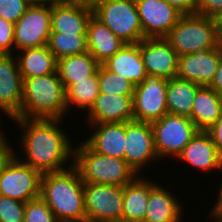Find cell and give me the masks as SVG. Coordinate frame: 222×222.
<instances>
[{
	"label": "cell",
	"mask_w": 222,
	"mask_h": 222,
	"mask_svg": "<svg viewBox=\"0 0 222 222\" xmlns=\"http://www.w3.org/2000/svg\"><path fill=\"white\" fill-rule=\"evenodd\" d=\"M12 121L23 129L20 147L25 160L15 154L20 161L42 174L69 168L64 165L73 159L74 147L60 128L61 119L12 118Z\"/></svg>",
	"instance_id": "6da1fadb"
},
{
	"label": "cell",
	"mask_w": 222,
	"mask_h": 222,
	"mask_svg": "<svg viewBox=\"0 0 222 222\" xmlns=\"http://www.w3.org/2000/svg\"><path fill=\"white\" fill-rule=\"evenodd\" d=\"M70 163L67 169L42 174L40 197L59 222H86L84 183Z\"/></svg>",
	"instance_id": "7a4b0ae2"
},
{
	"label": "cell",
	"mask_w": 222,
	"mask_h": 222,
	"mask_svg": "<svg viewBox=\"0 0 222 222\" xmlns=\"http://www.w3.org/2000/svg\"><path fill=\"white\" fill-rule=\"evenodd\" d=\"M23 100L15 118L63 119L66 108V89L57 72L23 78Z\"/></svg>",
	"instance_id": "3957f363"
},
{
	"label": "cell",
	"mask_w": 222,
	"mask_h": 222,
	"mask_svg": "<svg viewBox=\"0 0 222 222\" xmlns=\"http://www.w3.org/2000/svg\"><path fill=\"white\" fill-rule=\"evenodd\" d=\"M73 149L71 161L83 183L124 186L138 176L125 159L99 154L84 141Z\"/></svg>",
	"instance_id": "277c9868"
},
{
	"label": "cell",
	"mask_w": 222,
	"mask_h": 222,
	"mask_svg": "<svg viewBox=\"0 0 222 222\" xmlns=\"http://www.w3.org/2000/svg\"><path fill=\"white\" fill-rule=\"evenodd\" d=\"M165 39L178 56L212 50L220 45V23L198 14L182 15Z\"/></svg>",
	"instance_id": "5b68a950"
},
{
	"label": "cell",
	"mask_w": 222,
	"mask_h": 222,
	"mask_svg": "<svg viewBox=\"0 0 222 222\" xmlns=\"http://www.w3.org/2000/svg\"><path fill=\"white\" fill-rule=\"evenodd\" d=\"M93 15L126 44L143 40V29L135 0H100Z\"/></svg>",
	"instance_id": "8992f818"
},
{
	"label": "cell",
	"mask_w": 222,
	"mask_h": 222,
	"mask_svg": "<svg viewBox=\"0 0 222 222\" xmlns=\"http://www.w3.org/2000/svg\"><path fill=\"white\" fill-rule=\"evenodd\" d=\"M151 125L155 150L160 160L166 156H173L177 160V156L198 131L189 117L171 113H166Z\"/></svg>",
	"instance_id": "52a82bcc"
},
{
	"label": "cell",
	"mask_w": 222,
	"mask_h": 222,
	"mask_svg": "<svg viewBox=\"0 0 222 222\" xmlns=\"http://www.w3.org/2000/svg\"><path fill=\"white\" fill-rule=\"evenodd\" d=\"M86 222H118L122 219L123 186L84 183Z\"/></svg>",
	"instance_id": "ba28073f"
},
{
	"label": "cell",
	"mask_w": 222,
	"mask_h": 222,
	"mask_svg": "<svg viewBox=\"0 0 222 222\" xmlns=\"http://www.w3.org/2000/svg\"><path fill=\"white\" fill-rule=\"evenodd\" d=\"M42 173L15 155L0 172V195L21 202L40 197Z\"/></svg>",
	"instance_id": "9c48e42d"
},
{
	"label": "cell",
	"mask_w": 222,
	"mask_h": 222,
	"mask_svg": "<svg viewBox=\"0 0 222 222\" xmlns=\"http://www.w3.org/2000/svg\"><path fill=\"white\" fill-rule=\"evenodd\" d=\"M52 3L32 4L14 24V48L21 51L47 45L51 32Z\"/></svg>",
	"instance_id": "30bf717a"
},
{
	"label": "cell",
	"mask_w": 222,
	"mask_h": 222,
	"mask_svg": "<svg viewBox=\"0 0 222 222\" xmlns=\"http://www.w3.org/2000/svg\"><path fill=\"white\" fill-rule=\"evenodd\" d=\"M168 79L147 77L134 87L133 119L152 123L164 116L167 111L166 90Z\"/></svg>",
	"instance_id": "8fae6325"
},
{
	"label": "cell",
	"mask_w": 222,
	"mask_h": 222,
	"mask_svg": "<svg viewBox=\"0 0 222 222\" xmlns=\"http://www.w3.org/2000/svg\"><path fill=\"white\" fill-rule=\"evenodd\" d=\"M125 139L124 159L137 175L147 163L160 160L154 146L151 123L125 122Z\"/></svg>",
	"instance_id": "7c38bea8"
},
{
	"label": "cell",
	"mask_w": 222,
	"mask_h": 222,
	"mask_svg": "<svg viewBox=\"0 0 222 222\" xmlns=\"http://www.w3.org/2000/svg\"><path fill=\"white\" fill-rule=\"evenodd\" d=\"M144 38H165L182 16L165 0H135Z\"/></svg>",
	"instance_id": "4fadbf2b"
},
{
	"label": "cell",
	"mask_w": 222,
	"mask_h": 222,
	"mask_svg": "<svg viewBox=\"0 0 222 222\" xmlns=\"http://www.w3.org/2000/svg\"><path fill=\"white\" fill-rule=\"evenodd\" d=\"M140 54L148 77H176L179 56L165 38H144L140 41Z\"/></svg>",
	"instance_id": "5bb4252c"
},
{
	"label": "cell",
	"mask_w": 222,
	"mask_h": 222,
	"mask_svg": "<svg viewBox=\"0 0 222 222\" xmlns=\"http://www.w3.org/2000/svg\"><path fill=\"white\" fill-rule=\"evenodd\" d=\"M24 80L14 54H0V109L10 119L21 110Z\"/></svg>",
	"instance_id": "9a60e30c"
},
{
	"label": "cell",
	"mask_w": 222,
	"mask_h": 222,
	"mask_svg": "<svg viewBox=\"0 0 222 222\" xmlns=\"http://www.w3.org/2000/svg\"><path fill=\"white\" fill-rule=\"evenodd\" d=\"M92 15L90 5L57 0L52 3L50 33L87 35V25Z\"/></svg>",
	"instance_id": "2e32d148"
},
{
	"label": "cell",
	"mask_w": 222,
	"mask_h": 222,
	"mask_svg": "<svg viewBox=\"0 0 222 222\" xmlns=\"http://www.w3.org/2000/svg\"><path fill=\"white\" fill-rule=\"evenodd\" d=\"M221 57L222 48L220 45L212 50L205 49L197 53L179 56L176 77L208 86L213 80Z\"/></svg>",
	"instance_id": "e0dca14e"
},
{
	"label": "cell",
	"mask_w": 222,
	"mask_h": 222,
	"mask_svg": "<svg viewBox=\"0 0 222 222\" xmlns=\"http://www.w3.org/2000/svg\"><path fill=\"white\" fill-rule=\"evenodd\" d=\"M88 123H124L133 119V95L100 93L88 111Z\"/></svg>",
	"instance_id": "ac0fdd59"
},
{
	"label": "cell",
	"mask_w": 222,
	"mask_h": 222,
	"mask_svg": "<svg viewBox=\"0 0 222 222\" xmlns=\"http://www.w3.org/2000/svg\"><path fill=\"white\" fill-rule=\"evenodd\" d=\"M177 159L205 172L222 169V157L218 154L210 134L204 130L196 132Z\"/></svg>",
	"instance_id": "d6986e66"
},
{
	"label": "cell",
	"mask_w": 222,
	"mask_h": 222,
	"mask_svg": "<svg viewBox=\"0 0 222 222\" xmlns=\"http://www.w3.org/2000/svg\"><path fill=\"white\" fill-rule=\"evenodd\" d=\"M89 124L95 130H93L94 132L84 142L99 154L124 159L126 141L125 122Z\"/></svg>",
	"instance_id": "ffe728a7"
},
{
	"label": "cell",
	"mask_w": 222,
	"mask_h": 222,
	"mask_svg": "<svg viewBox=\"0 0 222 222\" xmlns=\"http://www.w3.org/2000/svg\"><path fill=\"white\" fill-rule=\"evenodd\" d=\"M101 65L106 70L125 77L134 86L148 77L140 54V42L126 44Z\"/></svg>",
	"instance_id": "44dd1931"
},
{
	"label": "cell",
	"mask_w": 222,
	"mask_h": 222,
	"mask_svg": "<svg viewBox=\"0 0 222 222\" xmlns=\"http://www.w3.org/2000/svg\"><path fill=\"white\" fill-rule=\"evenodd\" d=\"M125 45L126 43L92 15L87 25V47L88 52L100 65Z\"/></svg>",
	"instance_id": "7402d4cb"
},
{
	"label": "cell",
	"mask_w": 222,
	"mask_h": 222,
	"mask_svg": "<svg viewBox=\"0 0 222 222\" xmlns=\"http://www.w3.org/2000/svg\"><path fill=\"white\" fill-rule=\"evenodd\" d=\"M158 182L150 189L145 220L148 222H180L183 206L173 193Z\"/></svg>",
	"instance_id": "603a6c76"
},
{
	"label": "cell",
	"mask_w": 222,
	"mask_h": 222,
	"mask_svg": "<svg viewBox=\"0 0 222 222\" xmlns=\"http://www.w3.org/2000/svg\"><path fill=\"white\" fill-rule=\"evenodd\" d=\"M222 114V98L210 86L201 85L197 89L191 116L198 130L206 131Z\"/></svg>",
	"instance_id": "cb8c5ba5"
},
{
	"label": "cell",
	"mask_w": 222,
	"mask_h": 222,
	"mask_svg": "<svg viewBox=\"0 0 222 222\" xmlns=\"http://www.w3.org/2000/svg\"><path fill=\"white\" fill-rule=\"evenodd\" d=\"M16 54L23 78H32L57 72V59L47 45L28 48Z\"/></svg>",
	"instance_id": "d4e9b609"
},
{
	"label": "cell",
	"mask_w": 222,
	"mask_h": 222,
	"mask_svg": "<svg viewBox=\"0 0 222 222\" xmlns=\"http://www.w3.org/2000/svg\"><path fill=\"white\" fill-rule=\"evenodd\" d=\"M150 178L138 175L123 186L122 218L144 219L147 211L150 189L156 184Z\"/></svg>",
	"instance_id": "484cf974"
},
{
	"label": "cell",
	"mask_w": 222,
	"mask_h": 222,
	"mask_svg": "<svg viewBox=\"0 0 222 222\" xmlns=\"http://www.w3.org/2000/svg\"><path fill=\"white\" fill-rule=\"evenodd\" d=\"M200 86L177 77L169 79L166 90L168 113L190 117L197 89Z\"/></svg>",
	"instance_id": "4316f807"
},
{
	"label": "cell",
	"mask_w": 222,
	"mask_h": 222,
	"mask_svg": "<svg viewBox=\"0 0 222 222\" xmlns=\"http://www.w3.org/2000/svg\"><path fill=\"white\" fill-rule=\"evenodd\" d=\"M99 65L96 59L89 52H86L57 60V73L65 89H67L72 83L92 76Z\"/></svg>",
	"instance_id": "83f0119b"
},
{
	"label": "cell",
	"mask_w": 222,
	"mask_h": 222,
	"mask_svg": "<svg viewBox=\"0 0 222 222\" xmlns=\"http://www.w3.org/2000/svg\"><path fill=\"white\" fill-rule=\"evenodd\" d=\"M99 94L100 89L97 69L89 78L74 82L66 89L67 111H69L73 105H77L81 110L86 109L88 112Z\"/></svg>",
	"instance_id": "f1b7e54d"
},
{
	"label": "cell",
	"mask_w": 222,
	"mask_h": 222,
	"mask_svg": "<svg viewBox=\"0 0 222 222\" xmlns=\"http://www.w3.org/2000/svg\"><path fill=\"white\" fill-rule=\"evenodd\" d=\"M47 47L57 60L88 52L87 35L50 33Z\"/></svg>",
	"instance_id": "f546056e"
},
{
	"label": "cell",
	"mask_w": 222,
	"mask_h": 222,
	"mask_svg": "<svg viewBox=\"0 0 222 222\" xmlns=\"http://www.w3.org/2000/svg\"><path fill=\"white\" fill-rule=\"evenodd\" d=\"M100 93L133 95L134 85L125 77L106 70L102 65L98 67Z\"/></svg>",
	"instance_id": "4dcf8cb0"
},
{
	"label": "cell",
	"mask_w": 222,
	"mask_h": 222,
	"mask_svg": "<svg viewBox=\"0 0 222 222\" xmlns=\"http://www.w3.org/2000/svg\"><path fill=\"white\" fill-rule=\"evenodd\" d=\"M23 222H59L56 216L41 198L25 202V217Z\"/></svg>",
	"instance_id": "1f68e13d"
},
{
	"label": "cell",
	"mask_w": 222,
	"mask_h": 222,
	"mask_svg": "<svg viewBox=\"0 0 222 222\" xmlns=\"http://www.w3.org/2000/svg\"><path fill=\"white\" fill-rule=\"evenodd\" d=\"M25 203L0 195V222H23Z\"/></svg>",
	"instance_id": "d6a6232c"
},
{
	"label": "cell",
	"mask_w": 222,
	"mask_h": 222,
	"mask_svg": "<svg viewBox=\"0 0 222 222\" xmlns=\"http://www.w3.org/2000/svg\"><path fill=\"white\" fill-rule=\"evenodd\" d=\"M29 6L26 0H0V17L15 24Z\"/></svg>",
	"instance_id": "836d02e7"
},
{
	"label": "cell",
	"mask_w": 222,
	"mask_h": 222,
	"mask_svg": "<svg viewBox=\"0 0 222 222\" xmlns=\"http://www.w3.org/2000/svg\"><path fill=\"white\" fill-rule=\"evenodd\" d=\"M14 23L0 17V54H15Z\"/></svg>",
	"instance_id": "e575fe53"
},
{
	"label": "cell",
	"mask_w": 222,
	"mask_h": 222,
	"mask_svg": "<svg viewBox=\"0 0 222 222\" xmlns=\"http://www.w3.org/2000/svg\"><path fill=\"white\" fill-rule=\"evenodd\" d=\"M196 14L222 20V0H196Z\"/></svg>",
	"instance_id": "d590c367"
},
{
	"label": "cell",
	"mask_w": 222,
	"mask_h": 222,
	"mask_svg": "<svg viewBox=\"0 0 222 222\" xmlns=\"http://www.w3.org/2000/svg\"><path fill=\"white\" fill-rule=\"evenodd\" d=\"M5 136L4 132L0 131V172L16 153Z\"/></svg>",
	"instance_id": "8d00e7d4"
},
{
	"label": "cell",
	"mask_w": 222,
	"mask_h": 222,
	"mask_svg": "<svg viewBox=\"0 0 222 222\" xmlns=\"http://www.w3.org/2000/svg\"><path fill=\"white\" fill-rule=\"evenodd\" d=\"M206 131L210 134L218 154L222 157V114Z\"/></svg>",
	"instance_id": "74e56055"
},
{
	"label": "cell",
	"mask_w": 222,
	"mask_h": 222,
	"mask_svg": "<svg viewBox=\"0 0 222 222\" xmlns=\"http://www.w3.org/2000/svg\"><path fill=\"white\" fill-rule=\"evenodd\" d=\"M182 15L196 14V0H165Z\"/></svg>",
	"instance_id": "f35d334b"
},
{
	"label": "cell",
	"mask_w": 222,
	"mask_h": 222,
	"mask_svg": "<svg viewBox=\"0 0 222 222\" xmlns=\"http://www.w3.org/2000/svg\"><path fill=\"white\" fill-rule=\"evenodd\" d=\"M208 86L216 91L222 98V57L220 58V62L213 77V80Z\"/></svg>",
	"instance_id": "ab89813d"
},
{
	"label": "cell",
	"mask_w": 222,
	"mask_h": 222,
	"mask_svg": "<svg viewBox=\"0 0 222 222\" xmlns=\"http://www.w3.org/2000/svg\"><path fill=\"white\" fill-rule=\"evenodd\" d=\"M219 194L217 196V199L215 201V204L211 208L210 214L220 216L222 214V184L220 185Z\"/></svg>",
	"instance_id": "60d3db41"
},
{
	"label": "cell",
	"mask_w": 222,
	"mask_h": 222,
	"mask_svg": "<svg viewBox=\"0 0 222 222\" xmlns=\"http://www.w3.org/2000/svg\"><path fill=\"white\" fill-rule=\"evenodd\" d=\"M30 5L32 4H45V3H53L57 0H26Z\"/></svg>",
	"instance_id": "b9f144b4"
},
{
	"label": "cell",
	"mask_w": 222,
	"mask_h": 222,
	"mask_svg": "<svg viewBox=\"0 0 222 222\" xmlns=\"http://www.w3.org/2000/svg\"><path fill=\"white\" fill-rule=\"evenodd\" d=\"M71 1H75V2L82 3V4H87V5L93 6L95 3H97L100 0H71Z\"/></svg>",
	"instance_id": "7bdbcfd3"
},
{
	"label": "cell",
	"mask_w": 222,
	"mask_h": 222,
	"mask_svg": "<svg viewBox=\"0 0 222 222\" xmlns=\"http://www.w3.org/2000/svg\"><path fill=\"white\" fill-rule=\"evenodd\" d=\"M118 222H148L145 219H130V218H122L120 221Z\"/></svg>",
	"instance_id": "ee69618b"
},
{
	"label": "cell",
	"mask_w": 222,
	"mask_h": 222,
	"mask_svg": "<svg viewBox=\"0 0 222 222\" xmlns=\"http://www.w3.org/2000/svg\"><path fill=\"white\" fill-rule=\"evenodd\" d=\"M209 218L211 217L212 219H214V222H222V218L220 216L217 215H213V214H209Z\"/></svg>",
	"instance_id": "f6af8a7d"
},
{
	"label": "cell",
	"mask_w": 222,
	"mask_h": 222,
	"mask_svg": "<svg viewBox=\"0 0 222 222\" xmlns=\"http://www.w3.org/2000/svg\"><path fill=\"white\" fill-rule=\"evenodd\" d=\"M220 46L222 48V23H220Z\"/></svg>",
	"instance_id": "bcb514c9"
}]
</instances>
